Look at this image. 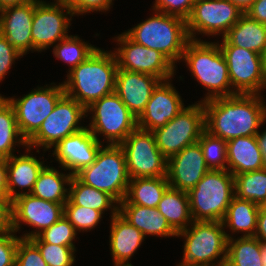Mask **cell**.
Instances as JSON below:
<instances>
[{
    "label": "cell",
    "instance_id": "12",
    "mask_svg": "<svg viewBox=\"0 0 266 266\" xmlns=\"http://www.w3.org/2000/svg\"><path fill=\"white\" fill-rule=\"evenodd\" d=\"M219 47L228 65L233 92L260 95L266 88L262 55L231 45L223 37Z\"/></svg>",
    "mask_w": 266,
    "mask_h": 266
},
{
    "label": "cell",
    "instance_id": "25",
    "mask_svg": "<svg viewBox=\"0 0 266 266\" xmlns=\"http://www.w3.org/2000/svg\"><path fill=\"white\" fill-rule=\"evenodd\" d=\"M118 213L130 224L140 230L144 237H177V232L169 225L165 217L158 211V208L118 203Z\"/></svg>",
    "mask_w": 266,
    "mask_h": 266
},
{
    "label": "cell",
    "instance_id": "6",
    "mask_svg": "<svg viewBox=\"0 0 266 266\" xmlns=\"http://www.w3.org/2000/svg\"><path fill=\"white\" fill-rule=\"evenodd\" d=\"M177 237L185 238L182 263L225 266L228 238L222 221L193 220Z\"/></svg>",
    "mask_w": 266,
    "mask_h": 266
},
{
    "label": "cell",
    "instance_id": "42",
    "mask_svg": "<svg viewBox=\"0 0 266 266\" xmlns=\"http://www.w3.org/2000/svg\"><path fill=\"white\" fill-rule=\"evenodd\" d=\"M196 0H155L152 10L187 19Z\"/></svg>",
    "mask_w": 266,
    "mask_h": 266
},
{
    "label": "cell",
    "instance_id": "21",
    "mask_svg": "<svg viewBox=\"0 0 266 266\" xmlns=\"http://www.w3.org/2000/svg\"><path fill=\"white\" fill-rule=\"evenodd\" d=\"M161 80L153 75L118 69L115 93L138 119L144 112L153 89Z\"/></svg>",
    "mask_w": 266,
    "mask_h": 266
},
{
    "label": "cell",
    "instance_id": "34",
    "mask_svg": "<svg viewBox=\"0 0 266 266\" xmlns=\"http://www.w3.org/2000/svg\"><path fill=\"white\" fill-rule=\"evenodd\" d=\"M227 255L225 266H263L261 259V241L256 237L234 239L227 234Z\"/></svg>",
    "mask_w": 266,
    "mask_h": 266
},
{
    "label": "cell",
    "instance_id": "31",
    "mask_svg": "<svg viewBox=\"0 0 266 266\" xmlns=\"http://www.w3.org/2000/svg\"><path fill=\"white\" fill-rule=\"evenodd\" d=\"M157 208L177 233L193 222L187 192L169 186Z\"/></svg>",
    "mask_w": 266,
    "mask_h": 266
},
{
    "label": "cell",
    "instance_id": "19",
    "mask_svg": "<svg viewBox=\"0 0 266 266\" xmlns=\"http://www.w3.org/2000/svg\"><path fill=\"white\" fill-rule=\"evenodd\" d=\"M163 80L153 89L144 112L137 119V128L154 131L173 119L183 108V100L171 83Z\"/></svg>",
    "mask_w": 266,
    "mask_h": 266
},
{
    "label": "cell",
    "instance_id": "7",
    "mask_svg": "<svg viewBox=\"0 0 266 266\" xmlns=\"http://www.w3.org/2000/svg\"><path fill=\"white\" fill-rule=\"evenodd\" d=\"M84 184L108 193L117 203L126 195L130 177L120 145H102L95 161L75 174Z\"/></svg>",
    "mask_w": 266,
    "mask_h": 266
},
{
    "label": "cell",
    "instance_id": "8",
    "mask_svg": "<svg viewBox=\"0 0 266 266\" xmlns=\"http://www.w3.org/2000/svg\"><path fill=\"white\" fill-rule=\"evenodd\" d=\"M92 114L88 124L90 132L101 142L120 145L137 128V118L115 93L103 96L86 108V116Z\"/></svg>",
    "mask_w": 266,
    "mask_h": 266
},
{
    "label": "cell",
    "instance_id": "24",
    "mask_svg": "<svg viewBox=\"0 0 266 266\" xmlns=\"http://www.w3.org/2000/svg\"><path fill=\"white\" fill-rule=\"evenodd\" d=\"M226 153L227 170L234 176L266 167L257 135L228 140Z\"/></svg>",
    "mask_w": 266,
    "mask_h": 266
},
{
    "label": "cell",
    "instance_id": "44",
    "mask_svg": "<svg viewBox=\"0 0 266 266\" xmlns=\"http://www.w3.org/2000/svg\"><path fill=\"white\" fill-rule=\"evenodd\" d=\"M21 57L23 55L0 33V82L5 79L15 60Z\"/></svg>",
    "mask_w": 266,
    "mask_h": 266
},
{
    "label": "cell",
    "instance_id": "36",
    "mask_svg": "<svg viewBox=\"0 0 266 266\" xmlns=\"http://www.w3.org/2000/svg\"><path fill=\"white\" fill-rule=\"evenodd\" d=\"M88 43L77 35H69L53 46V54L69 65L68 72H70L97 49V47Z\"/></svg>",
    "mask_w": 266,
    "mask_h": 266
},
{
    "label": "cell",
    "instance_id": "29",
    "mask_svg": "<svg viewBox=\"0 0 266 266\" xmlns=\"http://www.w3.org/2000/svg\"><path fill=\"white\" fill-rule=\"evenodd\" d=\"M259 209L256 203L234 196L222 220L224 228H229L232 235L241 232L242 237H254Z\"/></svg>",
    "mask_w": 266,
    "mask_h": 266
},
{
    "label": "cell",
    "instance_id": "2",
    "mask_svg": "<svg viewBox=\"0 0 266 266\" xmlns=\"http://www.w3.org/2000/svg\"><path fill=\"white\" fill-rule=\"evenodd\" d=\"M118 64L114 52L97 48L84 62L67 73L62 82L65 94L85 109L115 92Z\"/></svg>",
    "mask_w": 266,
    "mask_h": 266
},
{
    "label": "cell",
    "instance_id": "23",
    "mask_svg": "<svg viewBox=\"0 0 266 266\" xmlns=\"http://www.w3.org/2000/svg\"><path fill=\"white\" fill-rule=\"evenodd\" d=\"M25 149L26 154L19 156L15 154L7 159V190L8 199L11 202L21 195L31 194L40 172L46 166L45 161H40L43 160V157L37 159L31 153V148L26 147ZM20 188L22 192H17ZM23 190L27 191L23 192Z\"/></svg>",
    "mask_w": 266,
    "mask_h": 266
},
{
    "label": "cell",
    "instance_id": "9",
    "mask_svg": "<svg viewBox=\"0 0 266 266\" xmlns=\"http://www.w3.org/2000/svg\"><path fill=\"white\" fill-rule=\"evenodd\" d=\"M197 102L184 107L164 126L152 131L157 147L166 159L198 142L206 130L205 108L202 101Z\"/></svg>",
    "mask_w": 266,
    "mask_h": 266
},
{
    "label": "cell",
    "instance_id": "56",
    "mask_svg": "<svg viewBox=\"0 0 266 266\" xmlns=\"http://www.w3.org/2000/svg\"><path fill=\"white\" fill-rule=\"evenodd\" d=\"M114 266H133L131 263H114Z\"/></svg>",
    "mask_w": 266,
    "mask_h": 266
},
{
    "label": "cell",
    "instance_id": "37",
    "mask_svg": "<svg viewBox=\"0 0 266 266\" xmlns=\"http://www.w3.org/2000/svg\"><path fill=\"white\" fill-rule=\"evenodd\" d=\"M198 142L201 146L204 159L209 169H227V141L212 136L205 130Z\"/></svg>",
    "mask_w": 266,
    "mask_h": 266
},
{
    "label": "cell",
    "instance_id": "39",
    "mask_svg": "<svg viewBox=\"0 0 266 266\" xmlns=\"http://www.w3.org/2000/svg\"><path fill=\"white\" fill-rule=\"evenodd\" d=\"M101 211L80 205H64V217L74 226L76 232H89L98 226L103 218Z\"/></svg>",
    "mask_w": 266,
    "mask_h": 266
},
{
    "label": "cell",
    "instance_id": "32",
    "mask_svg": "<svg viewBox=\"0 0 266 266\" xmlns=\"http://www.w3.org/2000/svg\"><path fill=\"white\" fill-rule=\"evenodd\" d=\"M72 175L46 165L40 172L31 194L40 199L58 204L68 201L69 185Z\"/></svg>",
    "mask_w": 266,
    "mask_h": 266
},
{
    "label": "cell",
    "instance_id": "17",
    "mask_svg": "<svg viewBox=\"0 0 266 266\" xmlns=\"http://www.w3.org/2000/svg\"><path fill=\"white\" fill-rule=\"evenodd\" d=\"M11 211L12 230L17 233L23 223L32 226L35 228L34 231L20 236L24 239H31L64 216V204L46 201L32 194H24L11 202Z\"/></svg>",
    "mask_w": 266,
    "mask_h": 266
},
{
    "label": "cell",
    "instance_id": "52",
    "mask_svg": "<svg viewBox=\"0 0 266 266\" xmlns=\"http://www.w3.org/2000/svg\"><path fill=\"white\" fill-rule=\"evenodd\" d=\"M31 1L34 0H0V10L8 6L22 5Z\"/></svg>",
    "mask_w": 266,
    "mask_h": 266
},
{
    "label": "cell",
    "instance_id": "28",
    "mask_svg": "<svg viewBox=\"0 0 266 266\" xmlns=\"http://www.w3.org/2000/svg\"><path fill=\"white\" fill-rule=\"evenodd\" d=\"M169 186L166 176L130 179L125 198L120 203L157 208Z\"/></svg>",
    "mask_w": 266,
    "mask_h": 266
},
{
    "label": "cell",
    "instance_id": "50",
    "mask_svg": "<svg viewBox=\"0 0 266 266\" xmlns=\"http://www.w3.org/2000/svg\"><path fill=\"white\" fill-rule=\"evenodd\" d=\"M257 140L262 151L264 163L266 165V129L259 132V134L257 135Z\"/></svg>",
    "mask_w": 266,
    "mask_h": 266
},
{
    "label": "cell",
    "instance_id": "22",
    "mask_svg": "<svg viewBox=\"0 0 266 266\" xmlns=\"http://www.w3.org/2000/svg\"><path fill=\"white\" fill-rule=\"evenodd\" d=\"M35 0L0 10V33L22 54L32 51V20Z\"/></svg>",
    "mask_w": 266,
    "mask_h": 266
},
{
    "label": "cell",
    "instance_id": "48",
    "mask_svg": "<svg viewBox=\"0 0 266 266\" xmlns=\"http://www.w3.org/2000/svg\"><path fill=\"white\" fill-rule=\"evenodd\" d=\"M254 237L261 242H266V206H260L257 215V229Z\"/></svg>",
    "mask_w": 266,
    "mask_h": 266
},
{
    "label": "cell",
    "instance_id": "38",
    "mask_svg": "<svg viewBox=\"0 0 266 266\" xmlns=\"http://www.w3.org/2000/svg\"><path fill=\"white\" fill-rule=\"evenodd\" d=\"M39 249L48 266H73L76 248L43 242L38 236L30 239Z\"/></svg>",
    "mask_w": 266,
    "mask_h": 266
},
{
    "label": "cell",
    "instance_id": "43",
    "mask_svg": "<svg viewBox=\"0 0 266 266\" xmlns=\"http://www.w3.org/2000/svg\"><path fill=\"white\" fill-rule=\"evenodd\" d=\"M21 237L11 230L0 233V266H15L18 241Z\"/></svg>",
    "mask_w": 266,
    "mask_h": 266
},
{
    "label": "cell",
    "instance_id": "40",
    "mask_svg": "<svg viewBox=\"0 0 266 266\" xmlns=\"http://www.w3.org/2000/svg\"><path fill=\"white\" fill-rule=\"evenodd\" d=\"M77 234L74 226L63 216L51 227L41 232L38 237L46 243L75 248L73 241L77 238Z\"/></svg>",
    "mask_w": 266,
    "mask_h": 266
},
{
    "label": "cell",
    "instance_id": "14",
    "mask_svg": "<svg viewBox=\"0 0 266 266\" xmlns=\"http://www.w3.org/2000/svg\"><path fill=\"white\" fill-rule=\"evenodd\" d=\"M243 14L229 0H196L186 19L188 36L191 40H201L197 34L223 37Z\"/></svg>",
    "mask_w": 266,
    "mask_h": 266
},
{
    "label": "cell",
    "instance_id": "20",
    "mask_svg": "<svg viewBox=\"0 0 266 266\" xmlns=\"http://www.w3.org/2000/svg\"><path fill=\"white\" fill-rule=\"evenodd\" d=\"M210 170L199 142L185 147L167 159V180L172 188L189 192Z\"/></svg>",
    "mask_w": 266,
    "mask_h": 266
},
{
    "label": "cell",
    "instance_id": "54",
    "mask_svg": "<svg viewBox=\"0 0 266 266\" xmlns=\"http://www.w3.org/2000/svg\"><path fill=\"white\" fill-rule=\"evenodd\" d=\"M261 259L263 266H266V242H261Z\"/></svg>",
    "mask_w": 266,
    "mask_h": 266
},
{
    "label": "cell",
    "instance_id": "49",
    "mask_svg": "<svg viewBox=\"0 0 266 266\" xmlns=\"http://www.w3.org/2000/svg\"><path fill=\"white\" fill-rule=\"evenodd\" d=\"M0 198H8L7 159L0 157Z\"/></svg>",
    "mask_w": 266,
    "mask_h": 266
},
{
    "label": "cell",
    "instance_id": "41",
    "mask_svg": "<svg viewBox=\"0 0 266 266\" xmlns=\"http://www.w3.org/2000/svg\"><path fill=\"white\" fill-rule=\"evenodd\" d=\"M15 266H48L38 247L30 240L20 238L17 245Z\"/></svg>",
    "mask_w": 266,
    "mask_h": 266
},
{
    "label": "cell",
    "instance_id": "33",
    "mask_svg": "<svg viewBox=\"0 0 266 266\" xmlns=\"http://www.w3.org/2000/svg\"><path fill=\"white\" fill-rule=\"evenodd\" d=\"M18 145L26 148L27 141L19 132L12 104L0 94V157L8 159Z\"/></svg>",
    "mask_w": 266,
    "mask_h": 266
},
{
    "label": "cell",
    "instance_id": "55",
    "mask_svg": "<svg viewBox=\"0 0 266 266\" xmlns=\"http://www.w3.org/2000/svg\"><path fill=\"white\" fill-rule=\"evenodd\" d=\"M262 62H263V69L266 75V48L264 50V52L262 53Z\"/></svg>",
    "mask_w": 266,
    "mask_h": 266
},
{
    "label": "cell",
    "instance_id": "16",
    "mask_svg": "<svg viewBox=\"0 0 266 266\" xmlns=\"http://www.w3.org/2000/svg\"><path fill=\"white\" fill-rule=\"evenodd\" d=\"M73 11L67 7L44 0H35L32 20V52H42L53 47L68 35Z\"/></svg>",
    "mask_w": 266,
    "mask_h": 266
},
{
    "label": "cell",
    "instance_id": "10",
    "mask_svg": "<svg viewBox=\"0 0 266 266\" xmlns=\"http://www.w3.org/2000/svg\"><path fill=\"white\" fill-rule=\"evenodd\" d=\"M85 117L86 109L75 99L64 94L42 122L39 130L27 141V147L37 148L38 154L40 147L45 152L52 149L65 137L85 128L86 126L81 125V120Z\"/></svg>",
    "mask_w": 266,
    "mask_h": 266
},
{
    "label": "cell",
    "instance_id": "46",
    "mask_svg": "<svg viewBox=\"0 0 266 266\" xmlns=\"http://www.w3.org/2000/svg\"><path fill=\"white\" fill-rule=\"evenodd\" d=\"M12 230L11 201L8 198H0V233Z\"/></svg>",
    "mask_w": 266,
    "mask_h": 266
},
{
    "label": "cell",
    "instance_id": "47",
    "mask_svg": "<svg viewBox=\"0 0 266 266\" xmlns=\"http://www.w3.org/2000/svg\"><path fill=\"white\" fill-rule=\"evenodd\" d=\"M245 14L259 23L266 24V0H255Z\"/></svg>",
    "mask_w": 266,
    "mask_h": 266
},
{
    "label": "cell",
    "instance_id": "3",
    "mask_svg": "<svg viewBox=\"0 0 266 266\" xmlns=\"http://www.w3.org/2000/svg\"><path fill=\"white\" fill-rule=\"evenodd\" d=\"M181 61L186 63L192 77L208 91L200 101L235 95L230 83L228 65L218 41L190 39L185 46Z\"/></svg>",
    "mask_w": 266,
    "mask_h": 266
},
{
    "label": "cell",
    "instance_id": "4",
    "mask_svg": "<svg viewBox=\"0 0 266 266\" xmlns=\"http://www.w3.org/2000/svg\"><path fill=\"white\" fill-rule=\"evenodd\" d=\"M153 11L154 15L124 33L135 43L161 52L177 66L190 40L186 20Z\"/></svg>",
    "mask_w": 266,
    "mask_h": 266
},
{
    "label": "cell",
    "instance_id": "51",
    "mask_svg": "<svg viewBox=\"0 0 266 266\" xmlns=\"http://www.w3.org/2000/svg\"><path fill=\"white\" fill-rule=\"evenodd\" d=\"M244 13L251 7L255 0H229Z\"/></svg>",
    "mask_w": 266,
    "mask_h": 266
},
{
    "label": "cell",
    "instance_id": "26",
    "mask_svg": "<svg viewBox=\"0 0 266 266\" xmlns=\"http://www.w3.org/2000/svg\"><path fill=\"white\" fill-rule=\"evenodd\" d=\"M109 245L114 263H129L144 242L143 233L118 212L111 217Z\"/></svg>",
    "mask_w": 266,
    "mask_h": 266
},
{
    "label": "cell",
    "instance_id": "15",
    "mask_svg": "<svg viewBox=\"0 0 266 266\" xmlns=\"http://www.w3.org/2000/svg\"><path fill=\"white\" fill-rule=\"evenodd\" d=\"M114 41L118 69L150 74L161 81L174 78L177 67L161 52L135 43L124 32Z\"/></svg>",
    "mask_w": 266,
    "mask_h": 266
},
{
    "label": "cell",
    "instance_id": "53",
    "mask_svg": "<svg viewBox=\"0 0 266 266\" xmlns=\"http://www.w3.org/2000/svg\"><path fill=\"white\" fill-rule=\"evenodd\" d=\"M80 0H54L53 3L72 9Z\"/></svg>",
    "mask_w": 266,
    "mask_h": 266
},
{
    "label": "cell",
    "instance_id": "18",
    "mask_svg": "<svg viewBox=\"0 0 266 266\" xmlns=\"http://www.w3.org/2000/svg\"><path fill=\"white\" fill-rule=\"evenodd\" d=\"M102 145L86 126L53 146L52 156L55 157L62 170H68L71 175H75L95 161Z\"/></svg>",
    "mask_w": 266,
    "mask_h": 266
},
{
    "label": "cell",
    "instance_id": "13",
    "mask_svg": "<svg viewBox=\"0 0 266 266\" xmlns=\"http://www.w3.org/2000/svg\"><path fill=\"white\" fill-rule=\"evenodd\" d=\"M130 179L161 177L167 174V159L156 144L152 131L136 128L120 144Z\"/></svg>",
    "mask_w": 266,
    "mask_h": 266
},
{
    "label": "cell",
    "instance_id": "57",
    "mask_svg": "<svg viewBox=\"0 0 266 266\" xmlns=\"http://www.w3.org/2000/svg\"><path fill=\"white\" fill-rule=\"evenodd\" d=\"M177 266H199V265H188V264L181 262V263L177 264Z\"/></svg>",
    "mask_w": 266,
    "mask_h": 266
},
{
    "label": "cell",
    "instance_id": "1",
    "mask_svg": "<svg viewBox=\"0 0 266 266\" xmlns=\"http://www.w3.org/2000/svg\"><path fill=\"white\" fill-rule=\"evenodd\" d=\"M261 94H235L203 101L205 129L228 141L258 135L266 122V103Z\"/></svg>",
    "mask_w": 266,
    "mask_h": 266
},
{
    "label": "cell",
    "instance_id": "27",
    "mask_svg": "<svg viewBox=\"0 0 266 266\" xmlns=\"http://www.w3.org/2000/svg\"><path fill=\"white\" fill-rule=\"evenodd\" d=\"M223 38L231 45L262 55L266 48V24L244 13Z\"/></svg>",
    "mask_w": 266,
    "mask_h": 266
},
{
    "label": "cell",
    "instance_id": "35",
    "mask_svg": "<svg viewBox=\"0 0 266 266\" xmlns=\"http://www.w3.org/2000/svg\"><path fill=\"white\" fill-rule=\"evenodd\" d=\"M235 196L266 206V167L234 176Z\"/></svg>",
    "mask_w": 266,
    "mask_h": 266
},
{
    "label": "cell",
    "instance_id": "5",
    "mask_svg": "<svg viewBox=\"0 0 266 266\" xmlns=\"http://www.w3.org/2000/svg\"><path fill=\"white\" fill-rule=\"evenodd\" d=\"M188 196L194 221H222L235 196L234 175L227 169H210Z\"/></svg>",
    "mask_w": 266,
    "mask_h": 266
},
{
    "label": "cell",
    "instance_id": "45",
    "mask_svg": "<svg viewBox=\"0 0 266 266\" xmlns=\"http://www.w3.org/2000/svg\"><path fill=\"white\" fill-rule=\"evenodd\" d=\"M114 0H80L71 10L74 16L91 12H106L113 5Z\"/></svg>",
    "mask_w": 266,
    "mask_h": 266
},
{
    "label": "cell",
    "instance_id": "30",
    "mask_svg": "<svg viewBox=\"0 0 266 266\" xmlns=\"http://www.w3.org/2000/svg\"><path fill=\"white\" fill-rule=\"evenodd\" d=\"M68 201L64 205H80L101 211L111 210V217L118 212V203L108 194L82 183L72 175L69 185Z\"/></svg>",
    "mask_w": 266,
    "mask_h": 266
},
{
    "label": "cell",
    "instance_id": "11",
    "mask_svg": "<svg viewBox=\"0 0 266 266\" xmlns=\"http://www.w3.org/2000/svg\"><path fill=\"white\" fill-rule=\"evenodd\" d=\"M53 84V85H52ZM37 86L21 98L6 97L12 104L21 136L28 141L53 111L58 100L65 94L63 84Z\"/></svg>",
    "mask_w": 266,
    "mask_h": 266
}]
</instances>
